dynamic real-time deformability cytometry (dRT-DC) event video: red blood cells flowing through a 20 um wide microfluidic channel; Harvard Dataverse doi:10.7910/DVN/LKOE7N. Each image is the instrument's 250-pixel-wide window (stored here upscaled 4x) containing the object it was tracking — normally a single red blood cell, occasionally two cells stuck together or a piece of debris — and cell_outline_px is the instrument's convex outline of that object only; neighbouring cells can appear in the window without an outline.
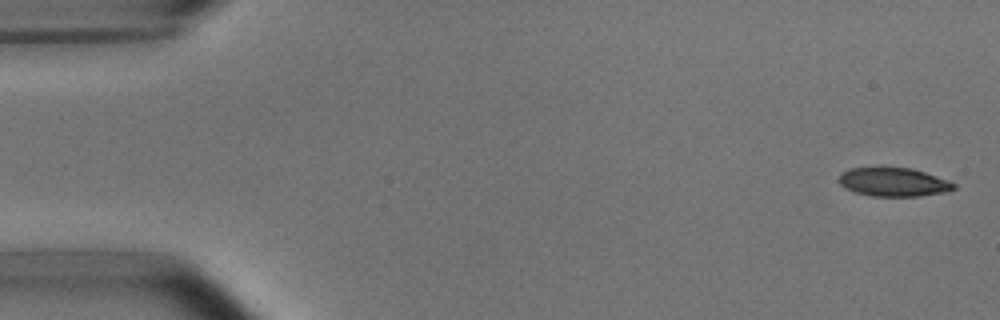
{"species": "common noctule bat (a hibernating species)", "species_latin": "Nyctalus noctula", "temperature_condition": "room temperature", "stored_images_in_passage": 4, "camera_frame_rate_fps": 3000, "um_per_image_px": 0.085, "animal": {"sex": "male", "body_mass_g": 15.6}, "frame": {"image": 1, "passage_image": 1, "time_ms": 0.0, "image_size_px": [1000, 320], "cell_outline_px": [[956, 188], [944, 192], [920, 196], [872, 196], [856, 192], [844, 188], [836, 180], [844, 172], [852, 168], [912, 168], [948, 180], [956, 184]], "centroid_in_image_um": [75.95, 15.48], "position_along_channel_um": 9.0, "area_um2": 19.02}}